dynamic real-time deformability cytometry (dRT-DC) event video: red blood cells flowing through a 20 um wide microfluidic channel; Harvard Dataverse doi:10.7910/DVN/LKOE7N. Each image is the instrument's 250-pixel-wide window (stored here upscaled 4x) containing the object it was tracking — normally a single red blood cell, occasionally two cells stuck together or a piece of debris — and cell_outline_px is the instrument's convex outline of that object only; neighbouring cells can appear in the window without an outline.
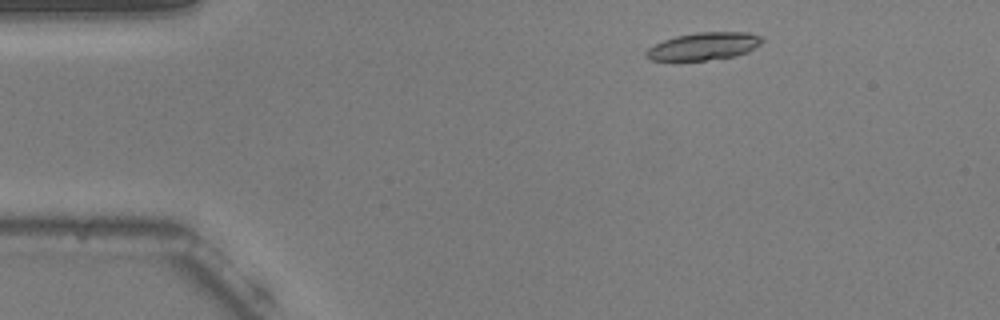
{"species": "common noctule bat (a hibernating species)", "species_latin": "Nyctalus noctula", "temperature_condition": "warm", "stored_images_in_passage": 12, "camera_frame_rate_fps": 3000, "um_per_image_px": 0.085, "animal": {"sex": "male", "body_mass_g": 20.5, "forearm_length_mm": 52.5}, "frame": {"image": 1, "passage_image": 4, "time_ms": 1.0, "image_size_px": [1000, 320], "cell_outline_px": [[764, 40], [760, 44], [748, 52], [732, 56], [704, 60], [648, 60], [644, 56], [644, 52], [648, 48], [664, 40], [676, 36], [696, 32], [748, 32], [764, 36]], "centroid_in_image_um": [59.83, 3.92], "position_along_channel_um": 25.2, "area_um2": 18.61}}